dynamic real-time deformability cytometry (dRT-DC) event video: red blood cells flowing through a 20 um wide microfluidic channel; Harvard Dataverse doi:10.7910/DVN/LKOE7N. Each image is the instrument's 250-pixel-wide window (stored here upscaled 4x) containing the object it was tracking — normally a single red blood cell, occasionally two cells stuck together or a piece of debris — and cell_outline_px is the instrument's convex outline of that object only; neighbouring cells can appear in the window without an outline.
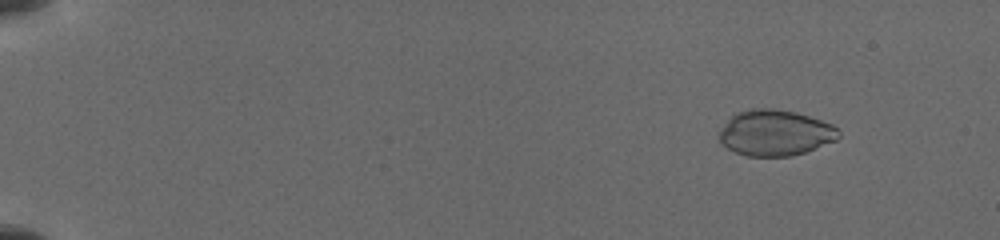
{"species": "common noctule bat (a hibernating species)", "species_latin": "Nyctalus noctula", "temperature_condition": "cold", "stored_images_in_passage": 12, "camera_frame_rate_fps": 3000, "um_per_image_px": 0.085, "animal": {"sex": "female", "body_mass_g": 19.5, "forearm_length_mm": 54.1}, "frame": {"image": 1, "passage_image": 2, "time_ms": 1.333, "image_size_px": [1000, 240], "cell_outline_px": [[840, 136], [836, 140], [804, 152], [792, 156], [748, 156], [736, 152], [728, 148], [720, 140], [720, 132], [728, 120], [736, 112], [748, 108], [772, 108], [796, 112], [832, 124], [840, 132]], "centroid_in_image_um": [65.9, 11.28], "position_along_channel_um": 19.1, "area_um2": 31.62}}